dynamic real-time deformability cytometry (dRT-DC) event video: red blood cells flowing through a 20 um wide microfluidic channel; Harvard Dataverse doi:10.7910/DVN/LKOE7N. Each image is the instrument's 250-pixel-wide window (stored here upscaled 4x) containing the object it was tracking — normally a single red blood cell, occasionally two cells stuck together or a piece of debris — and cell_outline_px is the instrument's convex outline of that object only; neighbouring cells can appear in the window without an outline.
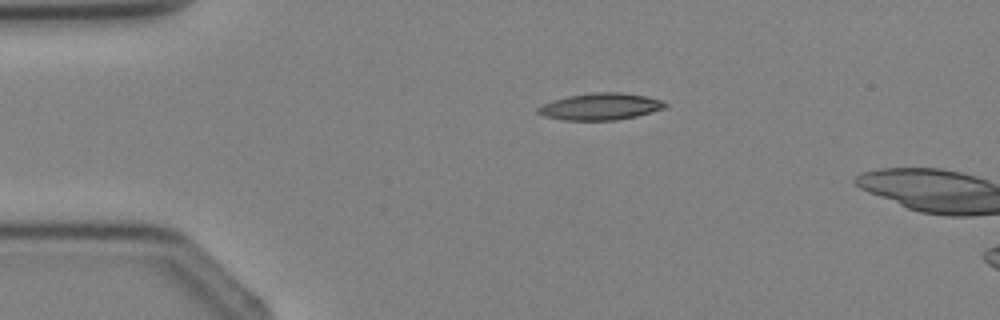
{"species": "Egyptian fruit bat (a non-hibernating species)", "species_latin": "Rousettus aegyptiacus", "temperature_condition": "cold", "stored_images_in_passage": 2, "camera_frame_rate_fps": 3000, "um_per_image_px": 0.085, "animal": {"sex": "female"}, "frame": {"image": 1, "passage_image": 1, "time_ms": 0.0, "image_size_px": [1000, 320], "cell_outline_px": [[668, 104], [664, 108], [636, 116], [616, 120], [560, 120], [544, 116], [536, 112], [536, 108], [552, 100], [568, 96], [596, 92], [620, 92], [648, 96], [660, 100]], "centroid_in_image_um": [51.01, 9.06], "position_along_channel_um": 34.0, "area_um2": 19.83}}